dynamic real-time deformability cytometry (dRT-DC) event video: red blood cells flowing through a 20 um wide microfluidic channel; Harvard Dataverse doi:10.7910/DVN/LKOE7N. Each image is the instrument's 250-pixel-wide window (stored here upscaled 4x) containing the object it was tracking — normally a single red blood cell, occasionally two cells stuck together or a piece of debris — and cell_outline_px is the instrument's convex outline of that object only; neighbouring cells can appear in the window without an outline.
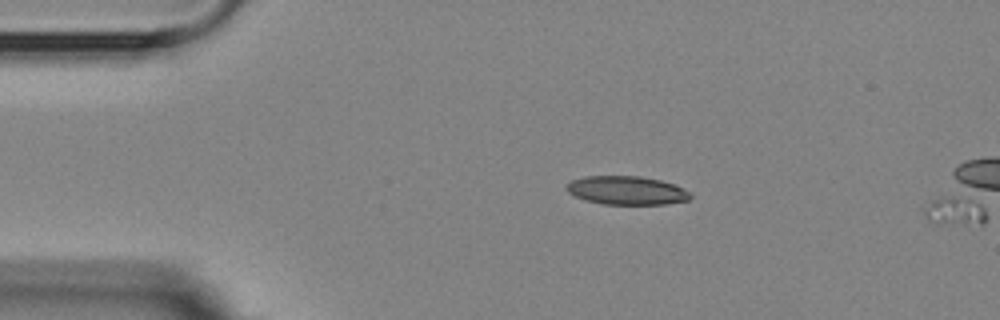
{"species": "Egyptian fruit bat (a non-hibernating species)", "species_latin": "Rousettus aegyptiacus", "temperature_condition": "room temperature", "stored_images_in_passage": 4, "camera_frame_rate_fps": 3000, "um_per_image_px": 0.085, "animal": {"sex": "female"}, "frame": {"image": 1, "passage_image": 2, "time_ms": 1.0, "image_size_px": [1000, 320], "cell_outline_px": [[692, 196], [688, 200], [664, 204], [604, 204], [584, 200], [568, 192], [564, 188], [572, 180], [584, 176], [640, 176], [660, 180], [676, 184], [692, 192]], "centroid_in_image_um": [53.29, 16.18], "position_along_channel_um": 31.7, "area_um2": 20.75}}